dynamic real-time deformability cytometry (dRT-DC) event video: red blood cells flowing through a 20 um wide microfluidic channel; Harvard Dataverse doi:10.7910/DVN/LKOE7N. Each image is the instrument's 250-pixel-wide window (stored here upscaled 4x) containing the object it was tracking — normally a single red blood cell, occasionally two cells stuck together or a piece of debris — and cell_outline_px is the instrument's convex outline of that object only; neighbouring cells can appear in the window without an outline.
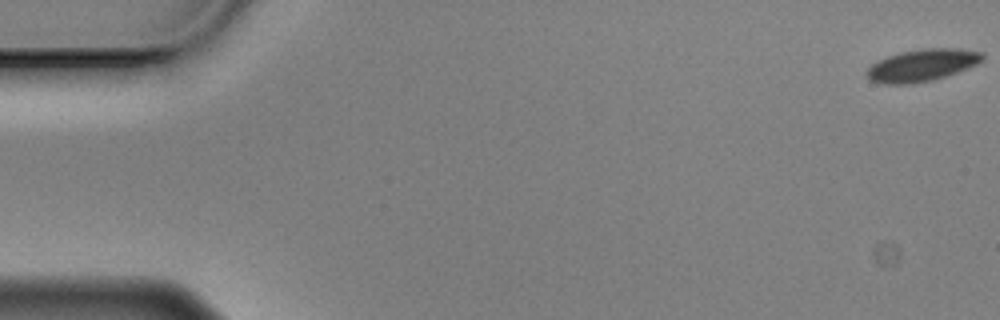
{"species": "Egyptian fruit bat (a non-hibernating species)", "species_latin": "Rousettus aegyptiacus", "temperature_condition": "cold", "stored_images_in_passage": 31, "camera_frame_rate_fps": 3000, "um_per_image_px": 0.085, "animal": {"sex": "male"}, "frame": {"image": 1, "passage_image": 1, "time_ms": 0.0, "image_size_px": [1000, 320], "cell_outline_px": [[984, 60], [968, 68], [932, 80], [912, 84], [884, 84], [868, 80], [864, 72], [876, 60], [900, 52], [920, 48], [960, 48], [984, 52]], "centroid_in_image_um": [78.35, 5.54], "position_along_channel_um": 6.6, "area_um2": 21.96}}
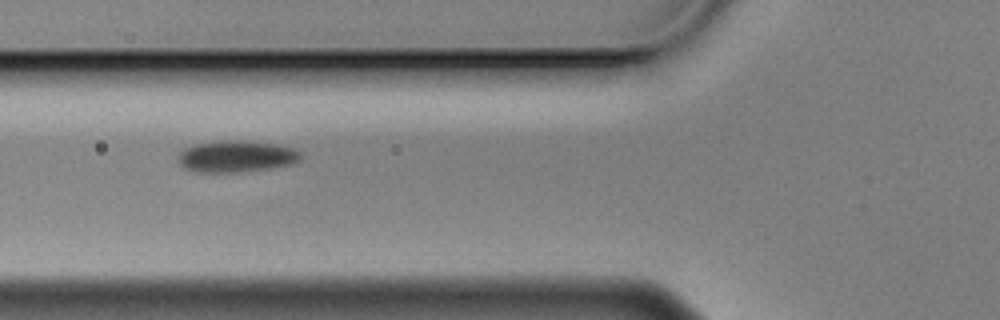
{"frame": {"image": 2, "passage_image": 22, "time_ms": 7.0, "image_size_px": [1000, 320], "cell_outline_px": [[300, 160], [292, 164], [272, 168], [236, 172], [200, 172], [184, 168], [180, 164], [176, 156], [184, 148], [192, 144], [220, 140], [248, 140], [276, 144], [292, 148], [300, 152]], "centroid_in_image_um": [20.05, 13.28], "position_along_channel_um": 105.7, "area_um2": 22.83}}
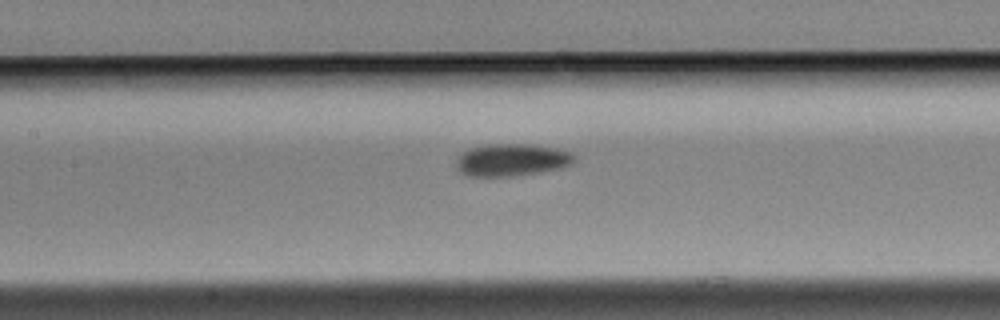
{"frame": {"image": 3, "passage_image": 27, "time_ms": 8.667, "image_size_px": [1000, 320], "cell_outline_px": [[576, 160], [572, 164], [560, 168], [540, 172], [512, 176], [464, 176], [456, 168], [456, 160], [460, 152], [468, 148], [484, 144], [532, 144], [556, 148], [572, 152], [576, 156]], "centroid_in_image_um": [43.47, 13.58], "position_along_channel_um": 163.9, "area_um2": 22.72}}